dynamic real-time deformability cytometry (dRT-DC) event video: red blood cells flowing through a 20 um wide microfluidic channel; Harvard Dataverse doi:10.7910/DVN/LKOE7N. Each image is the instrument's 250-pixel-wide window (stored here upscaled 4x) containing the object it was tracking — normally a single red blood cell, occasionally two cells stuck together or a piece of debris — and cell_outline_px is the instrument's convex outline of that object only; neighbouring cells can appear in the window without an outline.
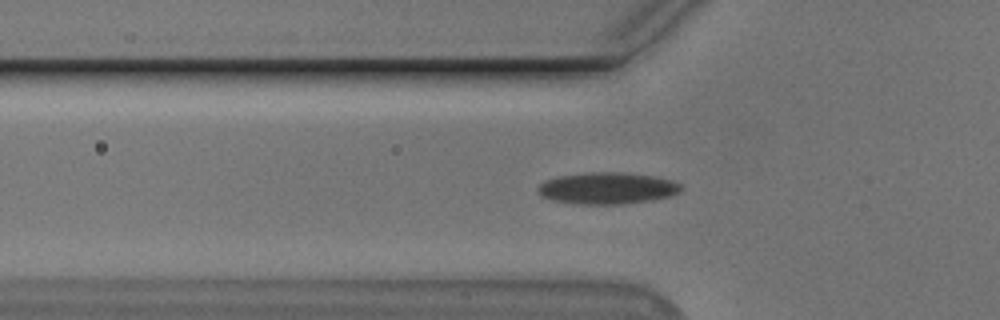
{"species": "Egyptian fruit bat (a non-hibernating species)", "species_latin": "Rousettus aegyptiacus", "temperature_condition": "cold", "stored_images_in_passage": 44, "camera_frame_rate_fps": 3000, "um_per_image_px": 0.085, "animal": {"sex": "male"}, "frame": {"image": 1, "passage_image": 6, "time_ms": 1.667, "image_size_px": [1000, 320], "cell_outline_px": [[684, 188], [680, 192], [672, 196], [652, 200], [624, 204], [576, 204], [552, 200], [540, 196], [536, 192], [536, 188], [540, 184], [548, 180], [560, 176], [592, 172], [624, 172], [652, 176], [672, 180], [680, 184]], "centroid_in_image_um": [51.64, 16.01], "position_along_channel_um": 74.2, "area_um2": 26.59}}
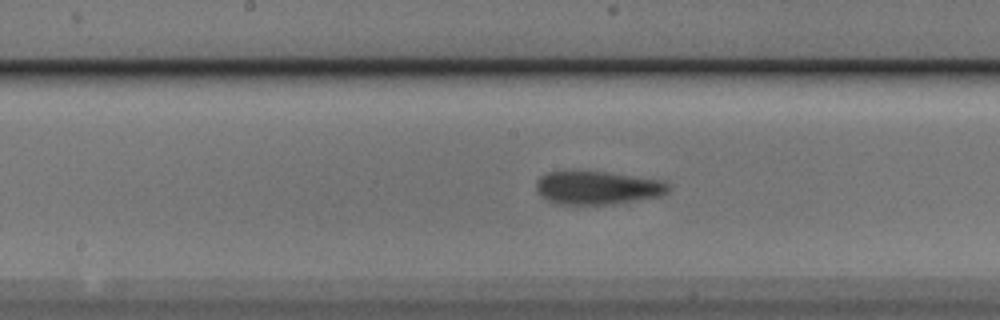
{"frame": {"image": 2, "passage_image": 16, "time_ms": 5.0, "image_size_px": [1000, 320], "cell_outline_px": [[672, 188], [668, 192], [660, 196], [616, 204], [552, 204], [540, 196], [536, 188], [536, 180], [540, 176], [548, 172], [604, 172], [660, 180], [668, 184]], "centroid_in_image_um": [50.76, 15.98], "position_along_channel_um": 197.4, "area_um2": 25.61}}
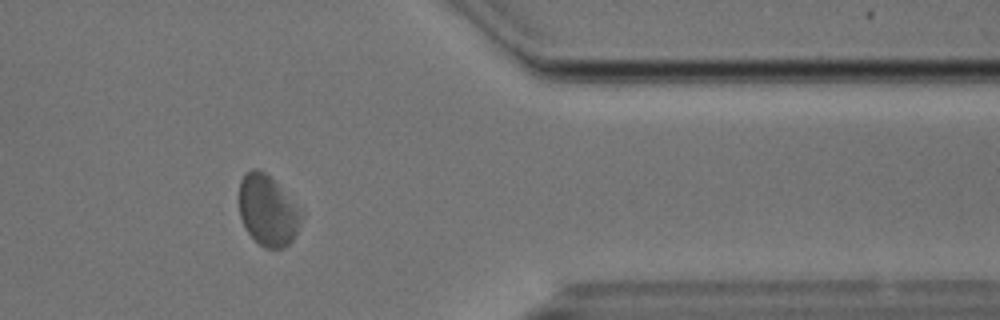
{"frame": {"image": 3, "passage_image": 33, "time_ms": 10.667, "image_size_px": [1000, 320], "cell_outline_px": [[300, 220], [296, 232], [292, 240], [284, 248], [264, 248], [244, 228], [240, 216], [240, 180], [252, 168], [256, 168], [264, 172], [276, 184], [296, 212]], "centroid_in_image_um": [22.66, 17.93], "position_along_channel_um": 388.7, "area_um2": 24.04}, "authors_computed_cell_mechanics": {"area_um2": 26.1256, "velocity_mm_per_s": 3.6874, "shape_relaxation_time_tau1_ms": 6.2036, "shape_relaxation_time_tau2_ms": 1.3919, "deformation_change_tau1": 0.0773, "deformation_change_tau2": 0.0665}}